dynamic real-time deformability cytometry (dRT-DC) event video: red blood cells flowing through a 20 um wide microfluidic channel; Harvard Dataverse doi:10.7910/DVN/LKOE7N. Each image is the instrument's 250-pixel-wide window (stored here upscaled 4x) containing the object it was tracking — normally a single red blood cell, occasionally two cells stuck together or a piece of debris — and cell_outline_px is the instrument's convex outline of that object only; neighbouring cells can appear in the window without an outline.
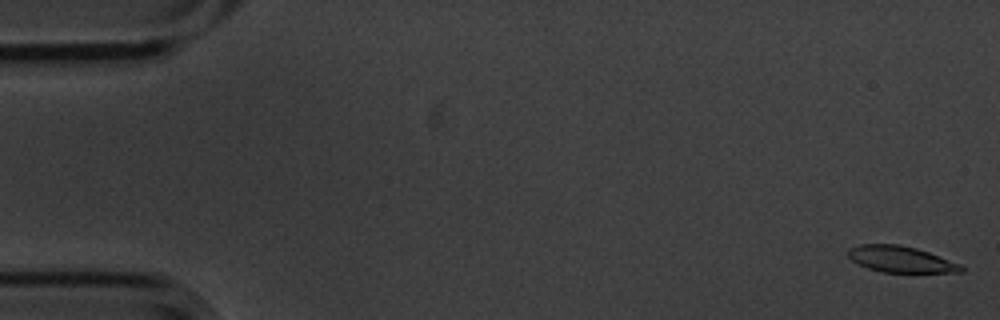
{"species": "common noctule bat (a hibernating species)", "species_latin": "Nyctalus noctula", "temperature_condition": "cold", "stored_images_in_passage": 6, "camera_frame_rate_fps": 3000, "um_per_image_px": 0.085, "animal": {"sex": "male", "body_mass_g": 20.1, "forearm_length_mm": 53.5}, "frame": {"image": 1, "passage_image": 1, "time_ms": 0.0, "image_size_px": [1000, 320], "cell_outline_px": [[964, 272], [880, 272], [868, 268], [852, 260], [848, 256], [848, 248], [860, 244], [900, 244], [916, 248], [928, 252], [960, 264], [964, 268]], "centroid_in_image_um": [76.54, 22.03], "position_along_channel_um": 8.5, "area_um2": 17.17}}
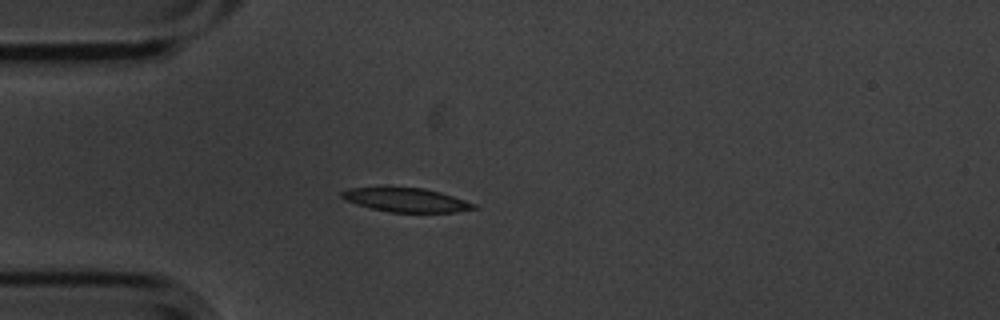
{"frame": {"image": 2, "passage_image": 5, "time_ms": 1.333, "image_size_px": [1000, 320], "cell_outline_px": [[480, 208], [456, 212], [388, 212], [372, 208], [344, 200], [340, 196], [340, 192], [348, 188], [424, 188], [440, 192], [476, 204]], "centroid_in_image_um": [34.54, 17.01], "position_along_channel_um": 50.5, "area_um2": 18.21}}